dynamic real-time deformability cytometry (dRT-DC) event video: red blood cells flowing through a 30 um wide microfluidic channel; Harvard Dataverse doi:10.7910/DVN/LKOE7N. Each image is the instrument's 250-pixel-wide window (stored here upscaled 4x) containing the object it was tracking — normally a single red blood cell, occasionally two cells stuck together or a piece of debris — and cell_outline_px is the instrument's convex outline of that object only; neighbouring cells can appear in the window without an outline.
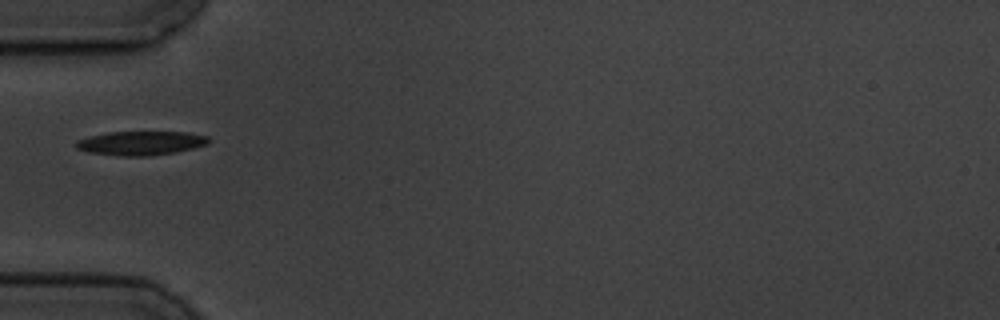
{"species": "common noctule bat (a hibernating species)", "species_latin": "Nyctalus noctula", "temperature_condition": "cold", "stored_images_in_passage": 8, "camera_frame_rate_fps": 3000, "um_per_image_px": 0.085, "animal": {"sex": "male", "body_mass_g": 19.5, "forearm_length_mm": 54.6}, "frame": {"image": 1, "passage_image": 5, "time_ms": 4.667, "image_size_px": [1000, 320], "cell_outline_px": [[212, 140], [208, 144], [176, 152], [148, 156], [120, 156], [88, 152], [76, 148], [76, 140], [88, 136], [108, 132], [188, 132], [208, 136]], "centroid_in_image_um": [11.98, 12.16], "position_along_channel_um": 73.0, "area_um2": 18.67}}
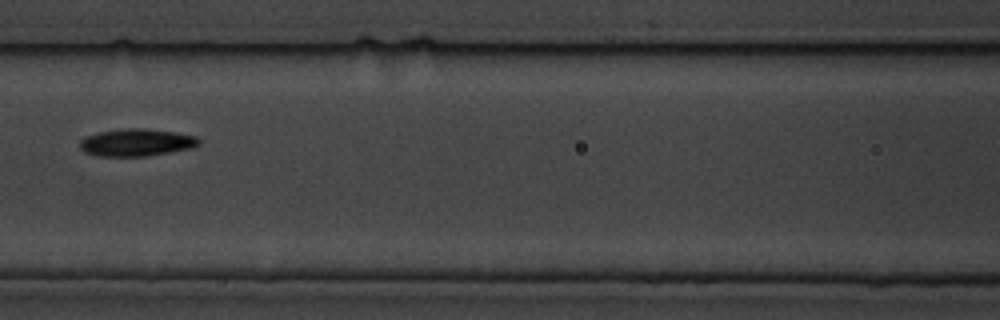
{"frame": {"image": 2, "passage_image": 7, "time_ms": 7.0, "image_size_px": [1000, 320], "cell_outline_px": [[200, 144], [192, 148], [148, 156], [100, 156], [84, 152], [80, 148], [80, 140], [84, 136], [100, 132], [120, 128], [144, 128], [176, 132], [196, 136], [200, 140]], "centroid_in_image_um": [11.6, 12.1], "position_along_channel_um": 155.0, "area_um2": 19.13}}
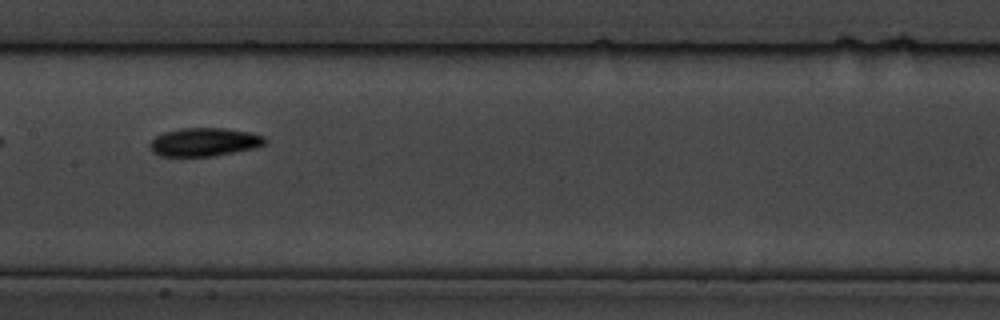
{"frame": {"image": 3, "passage_image": 8, "time_ms": 8.0, "image_size_px": [1000, 320], "cell_outline_px": [[268, 140], [264, 144], [252, 148], [212, 156], [160, 156], [152, 152], [148, 148], [148, 144], [156, 136], [164, 132], [180, 128], [228, 128], [248, 132], [264, 136]], "centroid_in_image_um": [17.31, 12.07], "position_along_channel_um": 190.1, "area_um2": 19.02}}